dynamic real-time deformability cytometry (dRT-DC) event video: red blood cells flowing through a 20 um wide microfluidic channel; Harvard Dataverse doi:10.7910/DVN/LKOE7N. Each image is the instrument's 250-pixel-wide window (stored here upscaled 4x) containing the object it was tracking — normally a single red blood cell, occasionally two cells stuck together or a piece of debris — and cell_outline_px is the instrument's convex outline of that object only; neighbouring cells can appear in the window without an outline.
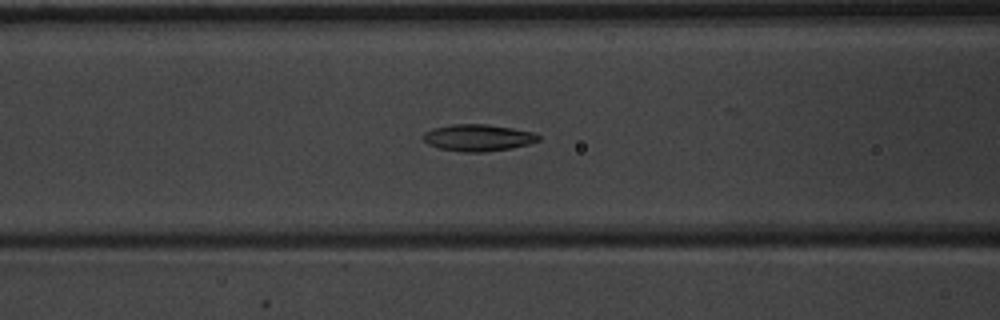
{"species": "common noctule bat (a hibernating species)", "species_latin": "Nyctalus noctula", "temperature_condition": "warm", "stored_images_in_passage": 42, "camera_frame_rate_fps": 3000, "um_per_image_px": 0.085, "animal": {"sex": "male", "body_mass_g": 20.1, "forearm_length_mm": 53.5}, "frame": {"image": 1, "passage_image": 21, "time_ms": 6.667, "image_size_px": [1000, 320], "cell_outline_px": [[540, 140], [528, 144], [512, 148], [484, 152], [464, 152], [440, 148], [428, 144], [424, 140], [424, 132], [432, 128], [452, 124], [484, 124], [512, 128], [532, 132], [540, 136]], "centroid_in_image_um": [40.63, 11.7], "position_along_channel_um": 126.0, "area_um2": 17.86}}
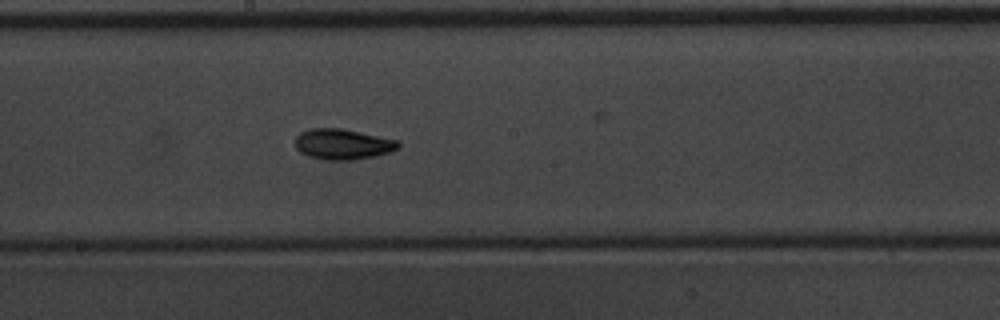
{"frame": {"image": 2, "passage_image": 28, "time_ms": 9.0, "image_size_px": [1000, 320], "cell_outline_px": [[400, 148], [376, 156], [352, 160], [324, 160], [308, 156], [300, 152], [296, 148], [296, 136], [300, 132], [312, 128], [340, 128], [400, 140]], "centroid_in_image_um": [29.15, 12.26], "position_along_channel_um": 219.1, "area_um2": 18.5}}
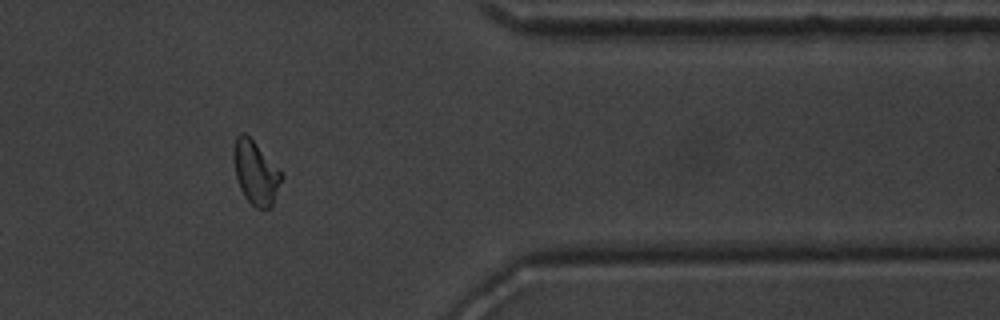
{"frame": {"image": 3, "passage_image": 42, "time_ms": 13.667, "image_size_px": [1000, 320], "cell_outline_px": [[284, 176], [272, 208], [256, 208], [244, 196], [240, 188], [236, 176], [232, 156], [232, 152], [236, 136], [240, 132], [244, 132], [284, 172]], "centroid_in_image_um": [21.76, 14.67], "position_along_channel_um": 389.6, "area_um2": 18.03}, "authors_computed_cell_mechanics": {"area_um2": 17.918, "velocity_mm_per_s": 3.9916, "shape_relaxation_time_tau1_ms": 3.8026, "shape_relaxation_time_tau2_ms": 2.1012, "deformation_change_tau1": 0.1469, "deformation_change_tau2": 0.0685}}